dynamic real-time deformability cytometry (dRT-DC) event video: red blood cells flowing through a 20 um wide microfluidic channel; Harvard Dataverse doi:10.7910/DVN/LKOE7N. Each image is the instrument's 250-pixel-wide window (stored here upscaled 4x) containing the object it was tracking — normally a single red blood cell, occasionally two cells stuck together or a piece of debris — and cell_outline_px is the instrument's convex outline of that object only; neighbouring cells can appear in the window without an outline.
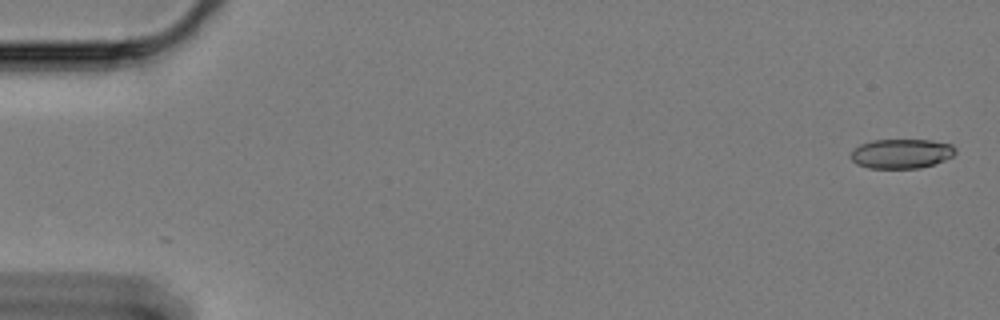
{"species": "Egyptian fruit bat (a non-hibernating species)", "species_latin": "Rousettus aegyptiacus", "temperature_condition": "cold", "stored_images_in_passage": 60, "camera_frame_rate_fps": 3000, "um_per_image_px": 0.085, "animal": {"sex": "female"}, "frame": {"image": 1, "passage_image": 1, "time_ms": 0.0, "image_size_px": [1000, 320], "cell_outline_px": [[956, 152], [952, 156], [944, 160], [920, 168], [868, 168], [856, 164], [848, 156], [860, 144], [872, 140], [928, 140], [952, 144], [956, 148]], "centroid_in_image_um": [76.6, 13.06], "position_along_channel_um": 8.4, "area_um2": 17.98}}
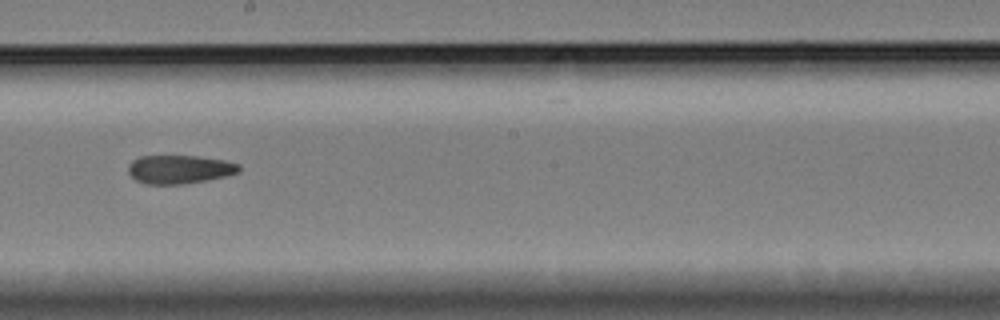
{"frame": {"image": 2, "passage_image": 34, "time_ms": 11.0, "image_size_px": [1000, 320], "cell_outline_px": [[240, 172], [224, 176], [204, 180], [180, 184], [144, 184], [136, 180], [128, 172], [128, 164], [132, 160], [140, 156], [196, 156], [224, 160], [240, 164]], "centroid_in_image_um": [15.23, 14.38], "position_along_channel_um": 233.0, "area_um2": 18.32}}
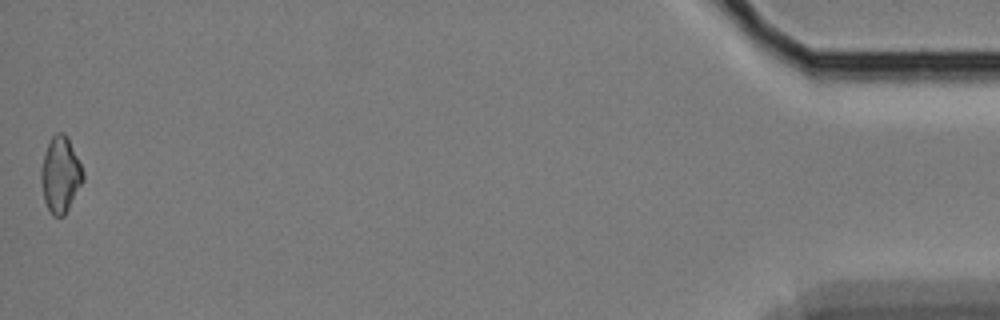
{"frame": {"image": 3, "passage_image": 60, "time_ms": 19.667, "image_size_px": [1000, 320], "cell_outline_px": [[84, 180], [64, 216], [52, 216], [44, 200], [40, 180], [40, 172], [44, 156], [48, 144], [52, 136], [56, 132], [64, 132], [84, 172]], "centroid_in_image_um": [5.12, 14.88], "position_along_channel_um": 430.1, "area_um2": 18.26}, "authors_computed_cell_mechanics": {"area_um2": 18.9006, "velocity_mm_per_s": 3.3065, "shape_relaxation_time_tau1_ms": null, "shape_relaxation_time_tau2_ms": 6.0529, "deformation_change_tau1": null, "deformation_change_tau2": 0.1205}}